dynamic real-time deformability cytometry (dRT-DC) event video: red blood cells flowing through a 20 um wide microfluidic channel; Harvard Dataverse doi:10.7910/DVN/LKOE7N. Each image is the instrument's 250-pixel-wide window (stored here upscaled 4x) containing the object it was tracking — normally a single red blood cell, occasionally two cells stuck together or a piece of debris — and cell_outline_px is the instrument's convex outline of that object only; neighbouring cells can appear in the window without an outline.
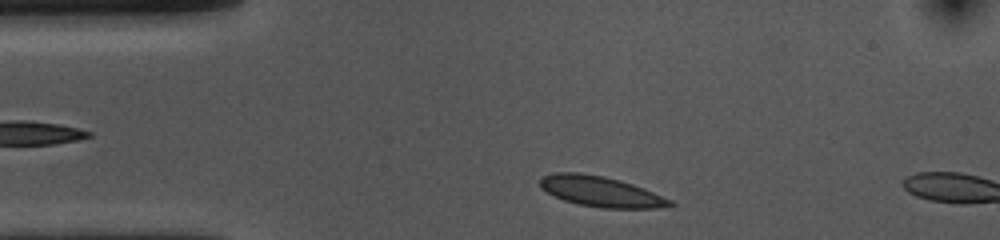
{"species": "common noctule bat (a hibernating species)", "species_latin": "Nyctalus noctula", "temperature_condition": "cold", "stored_images_in_passage": 4, "camera_frame_rate_fps": 3000, "um_per_image_px": 0.085, "animal": {"sex": "female", "body_mass_g": 10.0, "forearm_length_mm": 53.1}, "frame": {"image": 1, "passage_image": 2, "time_ms": 0.333, "image_size_px": [1000, 240], "cell_outline_px": [[676, 204], [656, 208], [604, 208], [580, 204], [564, 200], [540, 188], [540, 176], [556, 172], [580, 172], [604, 176], [620, 180], [644, 188], [672, 200]], "centroid_in_image_um": [51.06, 16.26], "position_along_channel_um": 33.9, "area_um2": 22.95}}